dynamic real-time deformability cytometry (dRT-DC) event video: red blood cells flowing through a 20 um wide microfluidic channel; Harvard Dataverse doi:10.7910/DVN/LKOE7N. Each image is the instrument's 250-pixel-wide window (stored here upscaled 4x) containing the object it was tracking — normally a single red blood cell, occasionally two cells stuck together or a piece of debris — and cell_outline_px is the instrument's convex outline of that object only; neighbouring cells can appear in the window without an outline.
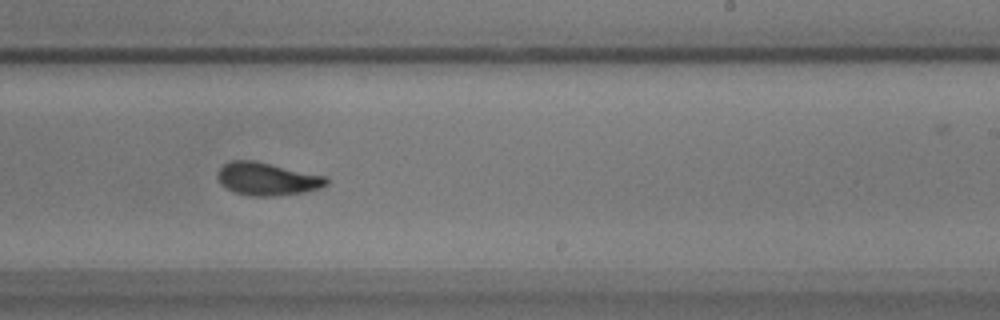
{"species": "common noctule bat (a hibernating species)", "species_latin": "Nyctalus noctula", "temperature_condition": "warm", "stored_images_in_passage": 48, "camera_frame_rate_fps": 3000, "um_per_image_px": 0.085, "animal": {"sex": "male", "body_mass_g": 17.9}, "frame": {"image": 1, "passage_image": 35, "time_ms": 11.333, "image_size_px": [1000, 320], "cell_outline_px": [[328, 184], [320, 188], [304, 192], [272, 196], [252, 196], [236, 192], [220, 184], [216, 176], [216, 172], [224, 164], [232, 160], [256, 160], [328, 176]], "centroid_in_image_um": [22.72, 15.19], "position_along_channel_um": 266.3, "area_um2": 21.04}}
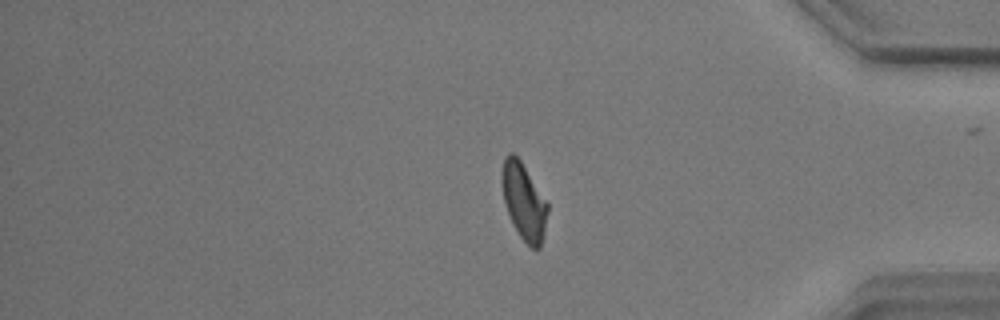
{"frame": {"image": 2, "passage_image": 48, "time_ms": 15.667, "image_size_px": [1000, 320], "cell_outline_px": [[548, 212], [544, 232], [540, 248], [532, 248], [520, 236], [512, 224], [504, 204], [500, 176], [504, 160], [508, 152], [512, 152], [520, 160], [548, 204]], "centroid_in_image_um": [44.5, 17.12], "position_along_channel_um": 390.7, "area_um2": 20.23}, "authors_computed_cell_mechanics": {"area_um2": 20.4612, "velocity_mm_per_s": 3.4537, "shape_relaxation_time_tau1_ms": 3.0844, "shape_relaxation_time_tau2_ms": 1.9817, "deformation_change_tau1": 0.1632, "deformation_change_tau2": 0.0868}}